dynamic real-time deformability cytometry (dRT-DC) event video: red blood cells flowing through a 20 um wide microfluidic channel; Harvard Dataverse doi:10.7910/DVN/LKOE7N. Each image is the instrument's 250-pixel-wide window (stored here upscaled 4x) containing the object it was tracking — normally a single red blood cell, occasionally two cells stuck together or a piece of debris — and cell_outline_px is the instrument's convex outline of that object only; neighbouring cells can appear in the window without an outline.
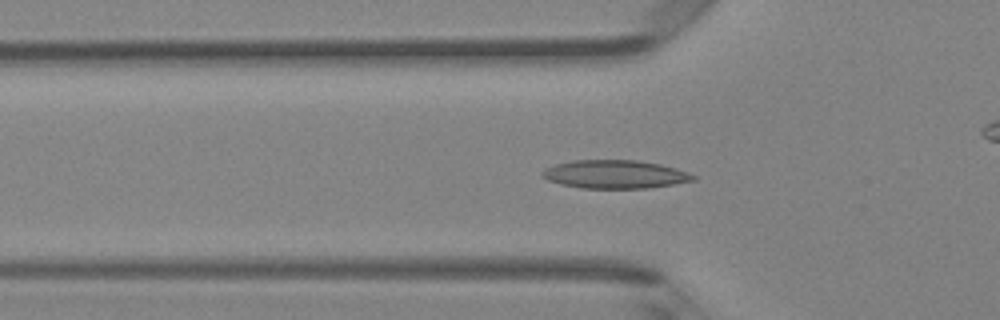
{"species": "Egyptian fruit bat (a non-hibernating species)", "species_latin": "Rousettus aegyptiacus", "temperature_condition": "room temperature", "stored_images_in_passage": 48, "camera_frame_rate_fps": 3000, "um_per_image_px": 0.085, "animal": {"sex": "female"}, "frame": {"image": 1, "passage_image": 15, "time_ms": 4.667, "image_size_px": [1000, 320], "cell_outline_px": [[696, 180], [648, 188], [580, 188], [560, 184], [548, 180], [540, 176], [540, 172], [544, 168], [556, 164], [572, 160], [636, 160], [660, 164], [676, 168], [696, 176]], "centroid_in_image_um": [52.22, 14.81], "position_along_channel_um": 73.6, "area_um2": 24.97}}
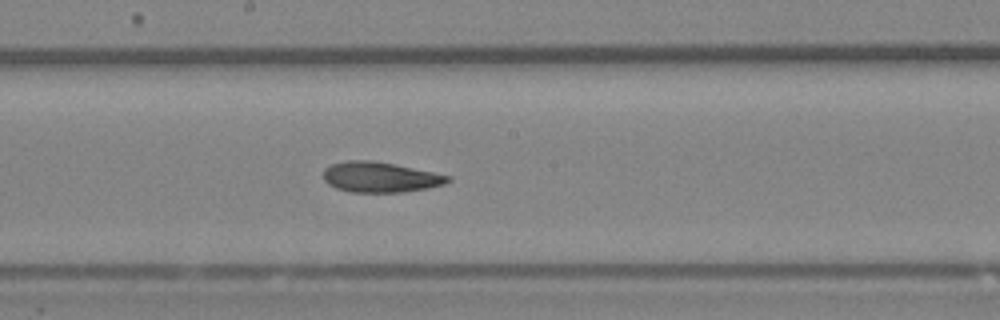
{"frame": {"image": 2, "passage_image": 25, "time_ms": 8.0, "image_size_px": [1000, 320], "cell_outline_px": [[452, 180], [444, 184], [428, 188], [400, 192], [352, 192], [336, 188], [328, 184], [324, 180], [324, 168], [332, 164], [344, 160], [372, 160], [452, 176]], "centroid_in_image_um": [32.3, 15.05], "position_along_channel_um": 215.9, "area_um2": 21.91}}
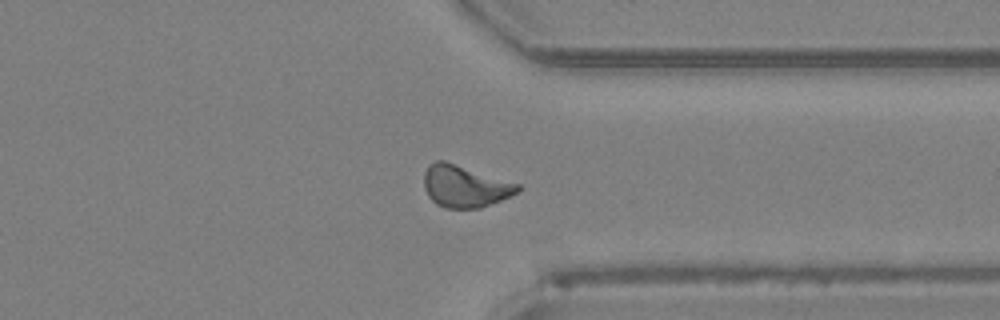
{"frame": {"image": 3, "passage_image": 36, "time_ms": 11.667, "image_size_px": [1000, 320], "cell_outline_px": [[520, 192], [512, 196], [480, 208], [444, 208], [436, 204], [428, 196], [424, 188], [424, 172], [428, 164], [436, 160], [444, 160], [520, 184]], "centroid_in_image_um": [39.51, 15.83], "position_along_channel_um": 371.9, "area_um2": 23.12}, "authors_computed_cell_mechanics": {"area_um2": 22.4553, "velocity_mm_per_s": 4.2725, "shape_relaxation_time_tau1_ms": 4.5565, "shape_relaxation_time_tau2_ms": 3.0086, "deformation_change_tau1": 0.1267, "deformation_change_tau2": 0.1029}}